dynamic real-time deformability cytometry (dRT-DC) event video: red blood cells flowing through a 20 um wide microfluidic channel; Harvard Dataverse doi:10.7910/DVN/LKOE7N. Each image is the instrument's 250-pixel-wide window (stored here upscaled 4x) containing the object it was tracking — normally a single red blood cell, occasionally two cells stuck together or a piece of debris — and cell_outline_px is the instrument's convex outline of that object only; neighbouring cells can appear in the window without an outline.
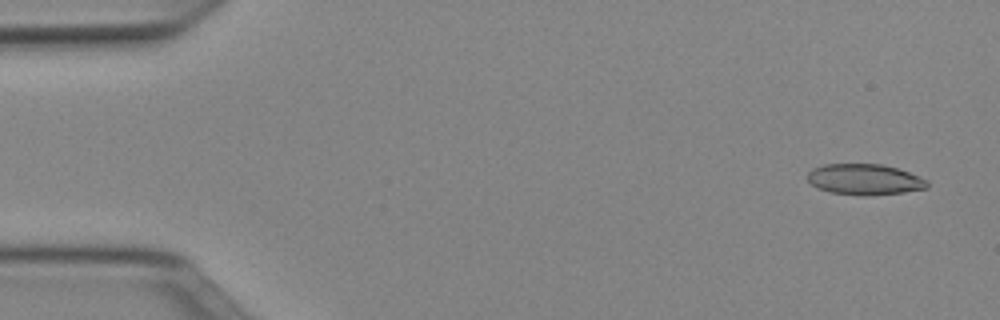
{"species": "Egyptian fruit bat (a non-hibernating species)", "species_latin": "Rousettus aegyptiacus", "temperature_condition": "cold", "stored_images_in_passage": 49, "camera_frame_rate_fps": 3000, "um_per_image_px": 0.085, "animal": {"sex": "female"}, "frame": {"image": 1, "passage_image": 1, "time_ms": 0.0, "image_size_px": [1000, 320], "cell_outline_px": [[928, 188], [904, 192], [864, 196], [832, 192], [816, 188], [808, 180], [808, 172], [812, 168], [824, 164], [880, 164], [896, 168], [920, 176], [928, 180]], "centroid_in_image_um": [73.49, 15.25], "position_along_channel_um": 11.5, "area_um2": 21.5}}
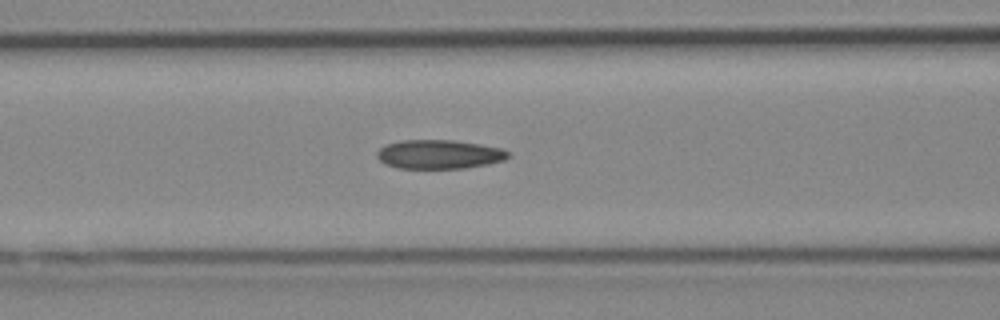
{"frame": {"image": 2, "passage_image": 19, "time_ms": 6.0, "image_size_px": [1000, 320], "cell_outline_px": [[512, 156], [504, 160], [488, 164], [464, 168], [400, 168], [384, 164], [376, 156], [376, 152], [384, 144], [400, 140], [452, 140], [480, 144], [504, 148]], "centroid_in_image_um": [37.33, 13.11], "position_along_channel_um": 129.3, "area_um2": 22.37}}
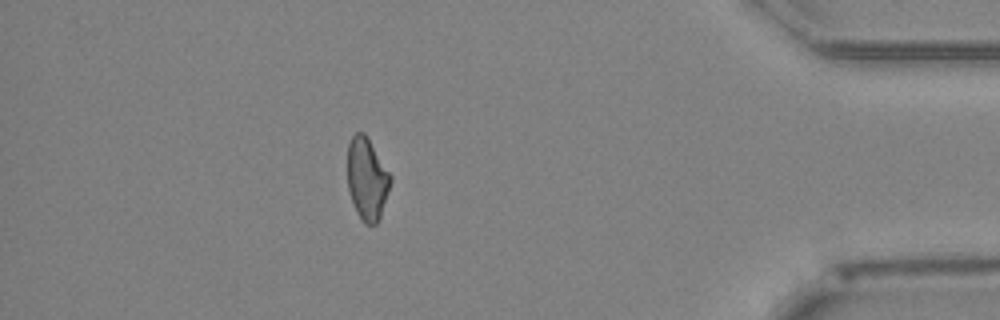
{"frame": {"image": 3, "passage_image": 43, "time_ms": 14.0, "image_size_px": [1000, 320], "cell_outline_px": [[392, 180], [380, 220], [376, 224], [364, 224], [356, 212], [348, 188], [348, 144], [352, 136], [356, 132], [364, 132], [368, 136], [392, 176]], "centroid_in_image_um": [31.22, 15.2], "position_along_channel_um": 404.0, "area_um2": 20.87}, "authors_computed_cell_mechanics": {"area_um2": 21.8484, "velocity_mm_per_s": 3.9888, "shape_relaxation_time_tau1_ms": null, "shape_relaxation_time_tau2_ms": 4.8608, "deformation_change_tau1": null, "deformation_change_tau2": 0.1281}}